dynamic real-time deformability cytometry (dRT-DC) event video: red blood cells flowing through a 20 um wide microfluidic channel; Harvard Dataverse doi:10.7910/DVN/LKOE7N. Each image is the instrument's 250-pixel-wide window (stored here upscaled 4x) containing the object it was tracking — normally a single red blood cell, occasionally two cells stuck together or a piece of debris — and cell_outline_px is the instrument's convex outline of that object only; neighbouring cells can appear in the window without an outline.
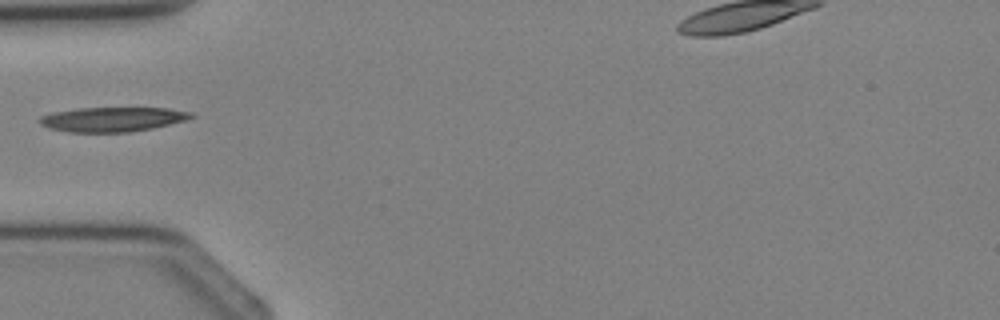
{"species": "Egyptian fruit bat (a non-hibernating species)", "species_latin": "Rousettus aegyptiacus", "temperature_condition": "cold", "stored_images_in_passage": 1, "camera_frame_rate_fps": 3000, "um_per_image_px": 0.085, "animal": {"sex": "female"}, "frame": {"image": 1, "passage_image": 1, "time_ms": 0.0, "image_size_px": [1000, 320], "cell_outline_px": [[196, 116], [184, 120], [152, 128], [128, 132], [68, 132], [48, 128], [40, 124], [36, 120], [40, 116], [52, 112], [80, 108], [168, 108], [196, 112]], "centroid_in_image_um": [9.54, 10.13], "position_along_channel_um": 75.5, "area_um2": 21.79}}